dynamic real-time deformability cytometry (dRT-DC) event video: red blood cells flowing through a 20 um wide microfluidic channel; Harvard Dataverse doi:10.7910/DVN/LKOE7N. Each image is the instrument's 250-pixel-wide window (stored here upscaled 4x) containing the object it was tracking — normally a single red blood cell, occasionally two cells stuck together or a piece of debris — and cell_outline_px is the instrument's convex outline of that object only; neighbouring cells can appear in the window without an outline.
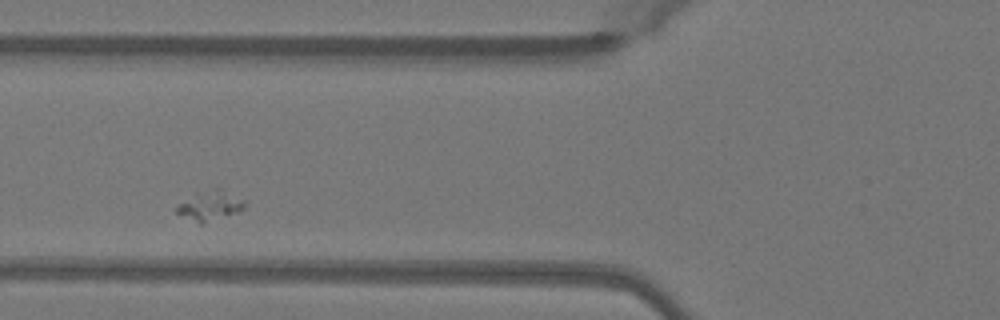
{"species": "Egyptian fruit bat (a non-hibernating species)", "species_latin": "Rousettus aegyptiacus", "temperature_condition": "warm", "stored_images_in_passage": 31, "camera_frame_rate_fps": 3000, "um_per_image_px": 0.085, "animal": {"sex": "female"}, "frame": {"image": 1, "passage_image": 5, "time_ms": 1.333, "image_size_px": [1000, 320], "cell_outline_px": [[244, 208], [240, 212], [204, 224], [200, 224], [176, 212], [172, 208], [176, 204], [196, 192], [212, 188], [224, 188], [244, 200]], "centroid_in_image_um": [17.83, 17.46], "position_along_channel_um": 108.0, "area_um2": 12.25}}
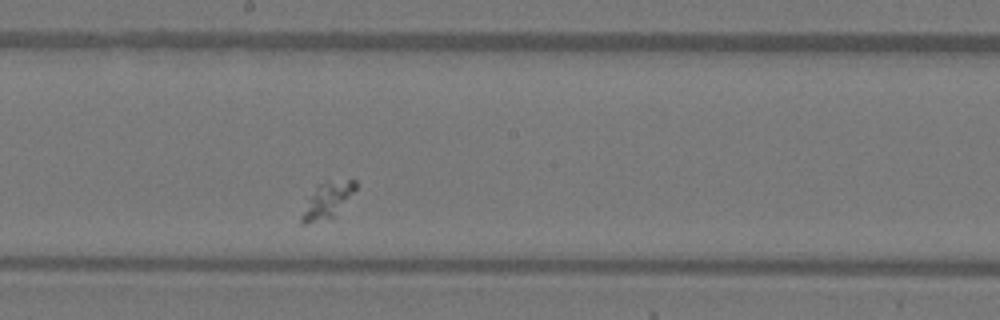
{"frame": {"image": 2, "passage_image": 14, "time_ms": 4.333, "image_size_px": [1000, 320], "cell_outline_px": [[356, 188], [332, 220], [308, 224], [304, 224], [300, 220], [300, 216], [308, 196], [316, 184], [328, 180], [356, 180]], "centroid_in_image_um": [27.77, 17.05], "position_along_channel_um": 220.4, "area_um2": 11.68}}
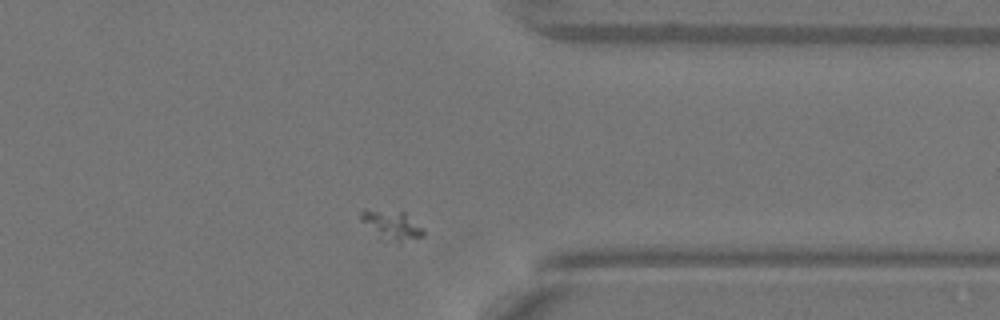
{"frame": {"image": 3, "passage_image": 27, "time_ms": 8.667, "image_size_px": [1000, 320], "cell_outline_px": [[424, 236], [400, 244], [380, 240], [360, 220], [360, 216], [364, 208], [368, 208], [404, 212], [424, 232]], "centroid_in_image_um": [33.23, 19.17], "position_along_channel_um": 378.2, "area_um2": 10.98}}